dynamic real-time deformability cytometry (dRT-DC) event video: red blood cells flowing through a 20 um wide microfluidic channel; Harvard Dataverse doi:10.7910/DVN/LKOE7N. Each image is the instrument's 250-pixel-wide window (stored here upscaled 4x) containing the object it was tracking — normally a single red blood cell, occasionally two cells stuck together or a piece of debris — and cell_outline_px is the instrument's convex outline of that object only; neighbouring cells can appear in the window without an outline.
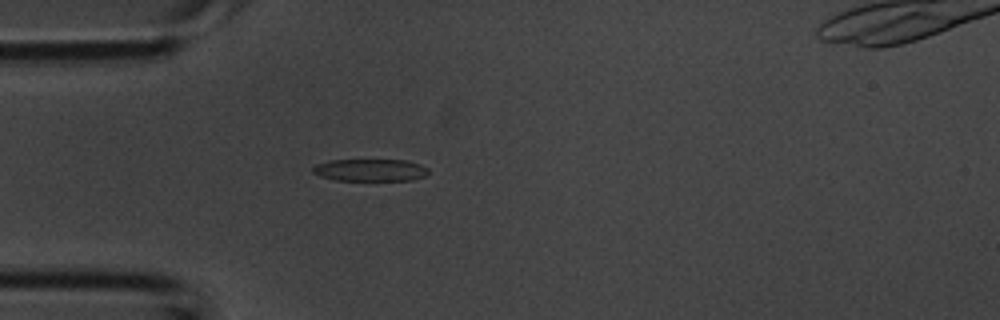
{"species": "common noctule bat (a hibernating species)", "species_latin": "Nyctalus noctula", "temperature_condition": "room temperature", "stored_images_in_passage": 37, "camera_frame_rate_fps": 3000, "um_per_image_px": 0.085, "animal": {"sex": "male", "body_mass_g": 20.1, "forearm_length_mm": 53.5}, "frame": {"image": 1, "passage_image": 6, "time_ms": 1.667, "image_size_px": [1000, 320], "cell_outline_px": [[428, 172], [424, 176], [412, 180], [336, 180], [320, 176], [312, 172], [312, 168], [316, 164], [332, 160], [408, 160], [420, 164], [428, 168]], "centroid_in_image_um": [31.48, 14.45], "position_along_channel_um": 53.5, "area_um2": 14.91}}
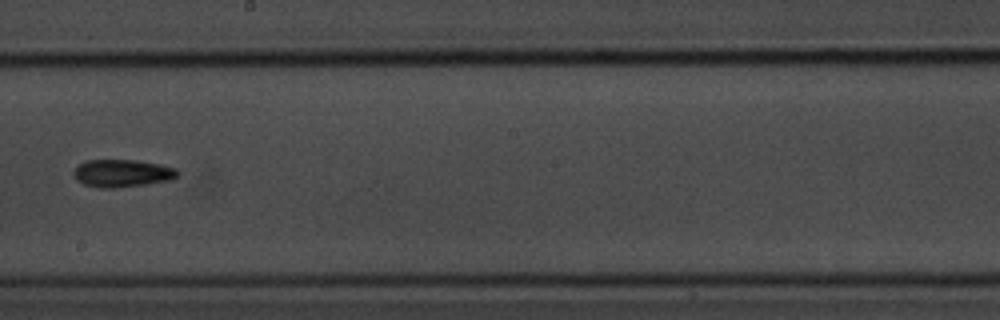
{"frame": {"image": 2, "passage_image": 18, "time_ms": 5.667, "image_size_px": [1000, 320], "cell_outline_px": [[180, 172], [172, 180], [144, 184], [112, 188], [100, 188], [84, 184], [76, 180], [72, 172], [80, 164], [88, 160], [136, 160], [160, 164], [176, 168]], "centroid_in_image_um": [10.39, 14.72], "position_along_channel_um": 237.8, "area_um2": 16.65}}
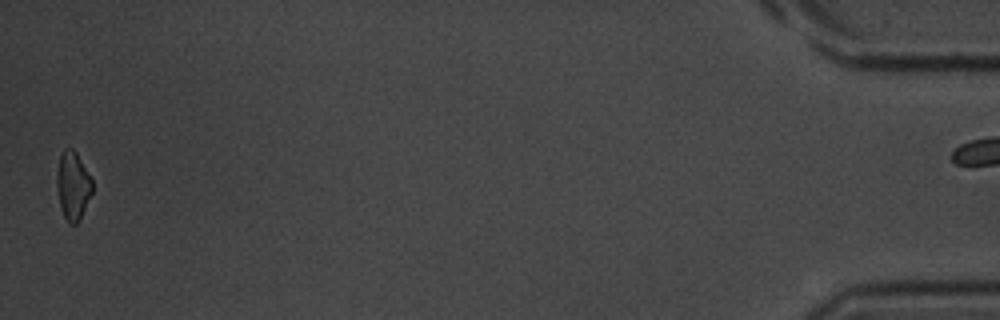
{"frame": {"image": 3, "passage_image": 36, "time_ms": 11.667, "image_size_px": [1000, 320], "cell_outline_px": [[92, 192], [76, 224], [68, 224], [60, 208], [56, 184], [56, 176], [60, 156], [64, 148], [72, 148], [76, 152], [92, 180]], "centroid_in_image_um": [6.17, 15.77], "position_along_channel_um": 429.0, "area_um2": 13.87}}